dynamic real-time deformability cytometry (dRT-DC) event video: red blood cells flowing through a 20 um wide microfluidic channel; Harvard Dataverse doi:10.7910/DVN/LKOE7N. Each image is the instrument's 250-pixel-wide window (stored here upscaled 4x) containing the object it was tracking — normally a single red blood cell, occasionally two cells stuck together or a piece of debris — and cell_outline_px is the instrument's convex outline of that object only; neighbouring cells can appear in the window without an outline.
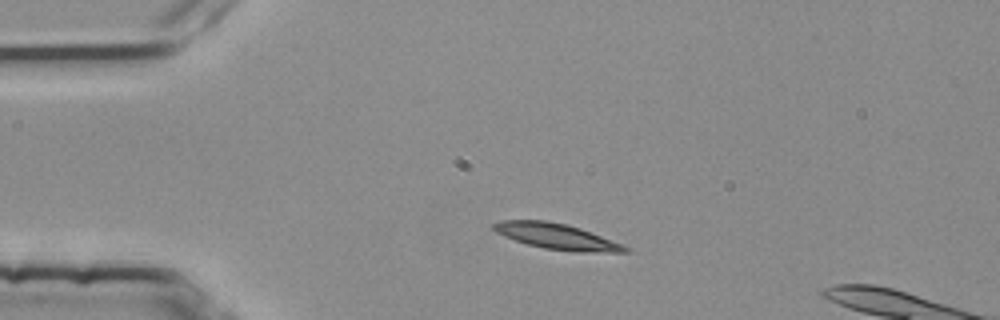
{"species": "common noctule bat (a hibernating species)", "species_latin": "Nyctalus noctula", "temperature_condition": "room temperature", "stored_images_in_passage": 2, "camera_frame_rate_fps": 3000, "um_per_image_px": 0.085, "animal": {"sex": "female", "body_mass_g": 25.1}, "frame": {"image": 1, "passage_image": 1, "time_ms": 0.0, "image_size_px": [1000, 320], "cell_outline_px": [[632, 252], [576, 252], [544, 248], [528, 244], [504, 236], [496, 232], [492, 228], [492, 224], [500, 220], [544, 220], [564, 224], [580, 228], [624, 244], [632, 248]], "centroid_in_image_um": [47.38, 20.1], "position_along_channel_um": 37.6, "area_um2": 19.77}}